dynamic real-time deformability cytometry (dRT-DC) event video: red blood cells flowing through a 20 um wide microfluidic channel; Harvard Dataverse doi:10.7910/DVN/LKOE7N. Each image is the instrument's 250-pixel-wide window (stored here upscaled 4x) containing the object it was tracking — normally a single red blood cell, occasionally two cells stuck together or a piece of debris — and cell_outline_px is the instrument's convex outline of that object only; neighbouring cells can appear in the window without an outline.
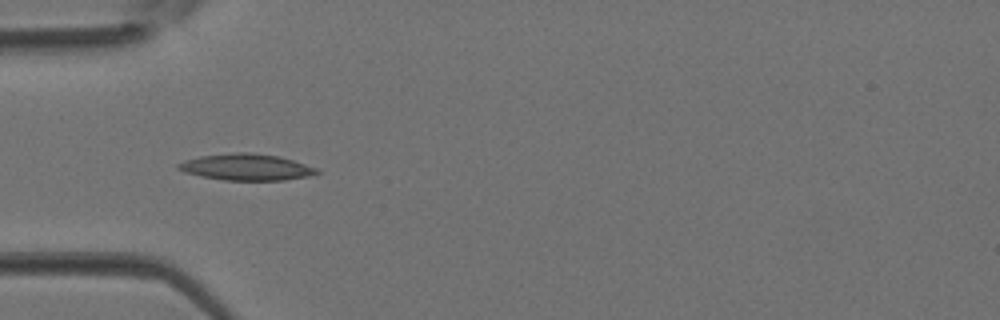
{"species": "Egyptian fruit bat (a non-hibernating species)", "species_latin": "Rousettus aegyptiacus", "temperature_condition": "room temperature", "stored_images_in_passage": 4, "camera_frame_rate_fps": 3000, "um_per_image_px": 0.085, "animal": {"sex": "female"}, "frame": {"image": 1, "passage_image": 4, "time_ms": 1.0, "image_size_px": [1000, 320], "cell_outline_px": [[320, 172], [308, 176], [284, 180], [224, 180], [200, 176], [184, 172], [176, 168], [176, 164], [184, 160], [200, 156], [240, 152], [248, 152], [280, 156], [316, 168]], "centroid_in_image_um": [20.89, 14.2], "position_along_channel_um": 64.1, "area_um2": 21.21}}